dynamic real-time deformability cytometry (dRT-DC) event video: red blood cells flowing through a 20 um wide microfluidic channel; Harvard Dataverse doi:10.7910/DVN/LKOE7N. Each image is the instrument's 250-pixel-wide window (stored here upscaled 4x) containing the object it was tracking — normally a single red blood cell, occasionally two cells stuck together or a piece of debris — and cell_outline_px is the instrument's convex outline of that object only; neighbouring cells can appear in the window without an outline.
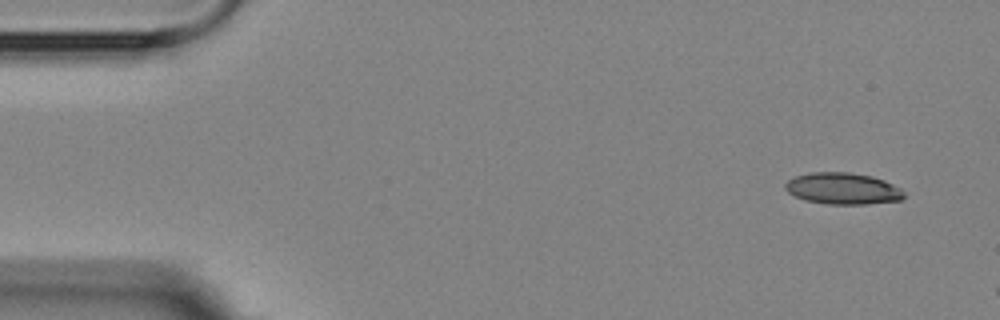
{"species": "Egyptian fruit bat (a non-hibernating species)", "species_latin": "Rousettus aegyptiacus", "temperature_condition": "room temperature", "stored_images_in_passage": 4, "camera_frame_rate_fps": 3000, "um_per_image_px": 0.085, "animal": {"sex": "female"}, "frame": {"image": 1, "passage_image": 1, "time_ms": 0.0, "image_size_px": [1000, 320], "cell_outline_px": [[904, 196], [900, 200], [868, 204], [828, 204], [804, 200], [788, 192], [784, 188], [784, 184], [788, 180], [796, 176], [812, 172], [848, 172], [872, 176], [884, 180], [900, 188], [904, 192]], "centroid_in_image_um": [71.63, 16.02], "position_along_channel_um": 13.4, "area_um2": 21.79}}